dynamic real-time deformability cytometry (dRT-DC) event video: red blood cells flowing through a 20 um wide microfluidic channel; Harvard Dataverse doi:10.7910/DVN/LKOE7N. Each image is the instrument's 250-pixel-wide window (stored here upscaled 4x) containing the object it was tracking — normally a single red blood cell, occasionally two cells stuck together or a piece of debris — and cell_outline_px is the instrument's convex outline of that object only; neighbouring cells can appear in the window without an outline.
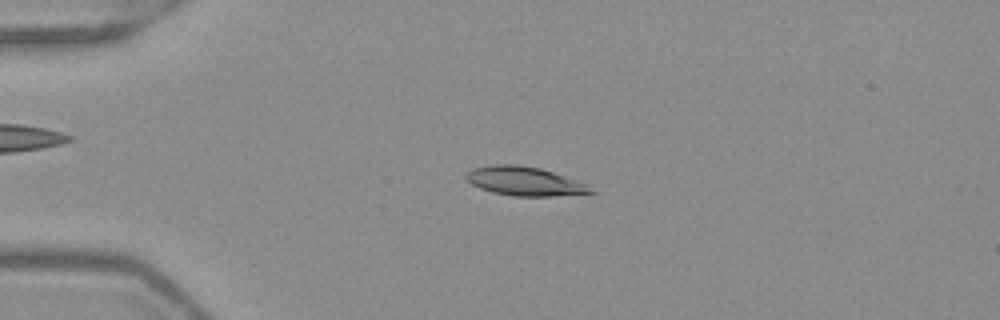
{"species": "Egyptian fruit bat (a non-hibernating species)", "species_latin": "Rousettus aegyptiacus", "temperature_condition": "warm", "stored_images_in_passage": 50, "camera_frame_rate_fps": 3000, "um_per_image_px": 0.085, "frame": {"image": 1, "passage_image": 11, "time_ms": 3.333, "image_size_px": [1000, 320], "cell_outline_px": [[596, 192], [552, 196], [512, 196], [492, 192], [480, 188], [472, 184], [464, 176], [472, 168], [492, 164], [516, 164], [540, 168], [588, 184]], "centroid_in_image_um": [44.57, 15.4], "position_along_channel_um": 40.4, "area_um2": 20.92}}
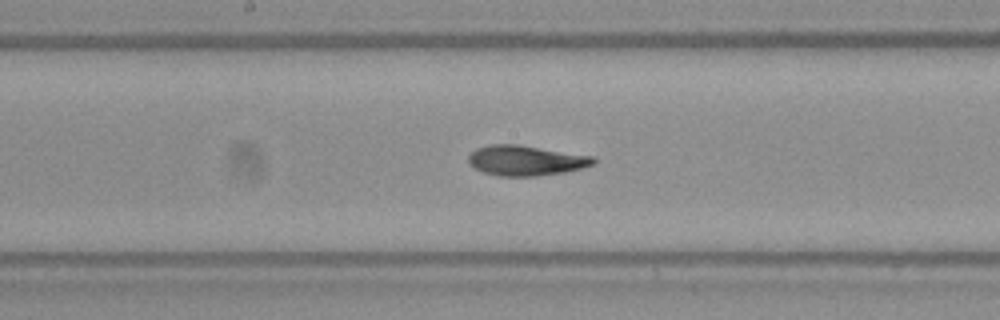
{"frame": {"image": 2, "passage_image": 26, "time_ms": 8.333, "image_size_px": [1000, 320], "cell_outline_px": [[596, 164], [564, 172], [536, 176], [500, 176], [484, 172], [468, 164], [468, 156], [476, 148], [492, 144], [516, 144], [592, 156], [596, 160]], "centroid_in_image_um": [44.68, 13.64], "position_along_channel_um": 203.5, "area_um2": 21.79}}
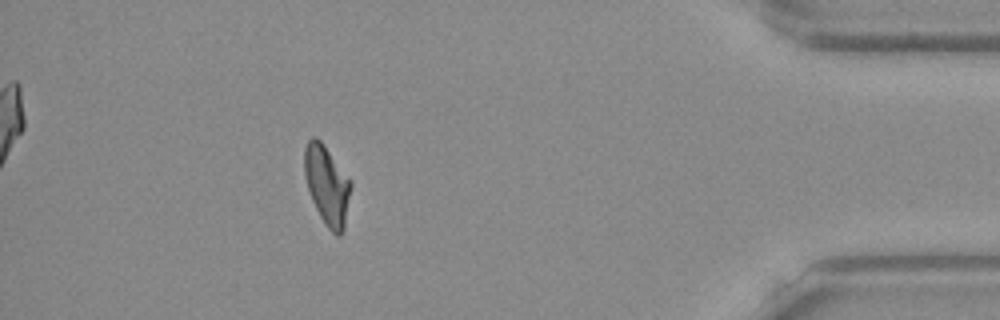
{"frame": {"image": 3, "passage_image": 45, "time_ms": 14.667, "image_size_px": [1000, 320], "cell_outline_px": [[352, 184], [344, 228], [340, 236], [336, 236], [324, 224], [312, 200], [308, 188], [304, 172], [304, 148], [308, 140], [312, 136], [316, 136], [320, 140], [352, 180]], "centroid_in_image_um": [27.8, 15.73], "position_along_channel_um": 407.4, "area_um2": 21.5}, "authors_computed_cell_mechanics": {"area_um2": 21.7906, "velocity_mm_per_s": 3.9676, "shape_relaxation_time_tau1_ms": 3.926, "shape_relaxation_time_tau2_ms": 1.5141, "deformation_change_tau1": 0.1811, "deformation_change_tau2": 0.0849}}